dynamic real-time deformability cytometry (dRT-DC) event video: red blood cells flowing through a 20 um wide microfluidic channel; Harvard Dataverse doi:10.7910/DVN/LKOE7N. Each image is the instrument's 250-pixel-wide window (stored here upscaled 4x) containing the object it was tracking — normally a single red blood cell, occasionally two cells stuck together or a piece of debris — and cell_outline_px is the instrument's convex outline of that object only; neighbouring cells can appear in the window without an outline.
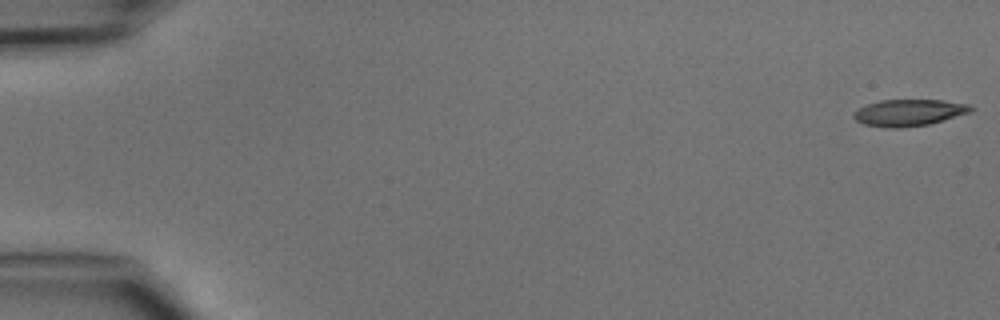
{"species": "common noctule bat (a hibernating species)", "species_latin": "Nyctalus noctula", "temperature_condition": "cold", "stored_images_in_passage": 3, "camera_frame_rate_fps": 3000, "um_per_image_px": 0.085, "animal": {"sex": "male", "body_mass_g": 15.6}, "frame": {"image": 1, "passage_image": 1, "time_ms": 0.0, "image_size_px": [1000, 320], "cell_outline_px": [[976, 108], [972, 112], [928, 124], [900, 128], [888, 128], [864, 124], [856, 120], [852, 116], [860, 108], [868, 104], [880, 100], [944, 100], [968, 104]], "centroid_in_image_um": [77.31, 9.57], "position_along_channel_um": 7.7, "area_um2": 18.09}}